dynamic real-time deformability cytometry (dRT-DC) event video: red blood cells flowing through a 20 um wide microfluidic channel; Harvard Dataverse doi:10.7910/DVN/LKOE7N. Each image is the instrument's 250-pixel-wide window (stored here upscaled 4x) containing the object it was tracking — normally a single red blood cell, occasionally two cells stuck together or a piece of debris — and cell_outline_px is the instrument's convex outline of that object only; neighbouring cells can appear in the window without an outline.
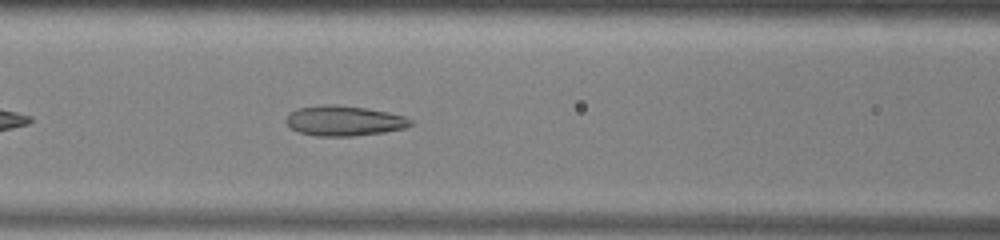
{"species": "common noctule bat (a hibernating species)", "species_latin": "Nyctalus noctula", "temperature_condition": "warm", "stored_images_in_passage": 36, "camera_frame_rate_fps": 3000, "um_per_image_px": 0.085, "animal": {"sex": "male", "body_mass_g": 13.0, "forearm_length_mm": 53.1}, "frame": {"image": 1, "passage_image": 9, "time_ms": 2.667, "image_size_px": [1000, 240], "cell_outline_px": [[412, 124], [404, 128], [384, 132], [352, 136], [316, 136], [300, 132], [292, 128], [284, 120], [292, 112], [300, 108], [324, 104], [336, 104], [364, 108], [388, 112], [404, 116], [412, 120]], "centroid_in_image_um": [29.26, 10.27], "position_along_channel_um": 137.3, "area_um2": 21.62}}
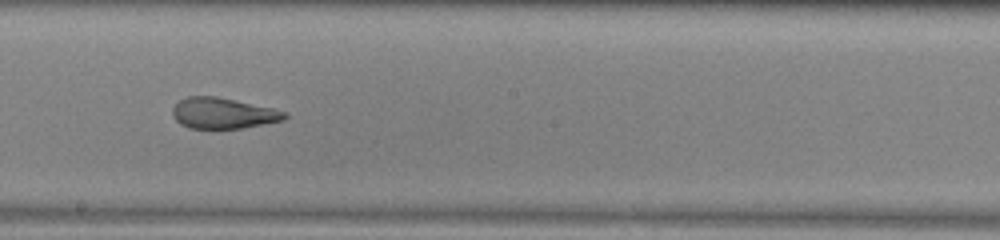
{"frame": {"image": 2, "passage_image": 16, "time_ms": 5.0, "image_size_px": [1000, 240], "cell_outline_px": [[288, 116], [284, 120], [244, 128], [188, 128], [180, 124], [172, 116], [172, 108], [180, 100], [188, 96], [216, 96], [272, 108], [288, 112]], "centroid_in_image_um": [18.96, 9.63], "position_along_channel_um": 229.2, "area_um2": 20.17}}
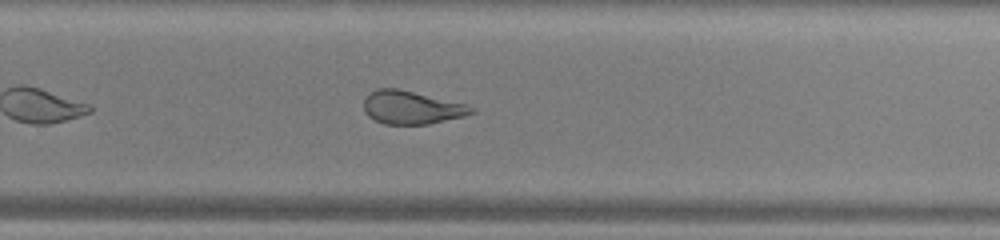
{"frame": {"image": 3, "passage_image": 21, "time_ms": 6.667, "image_size_px": [1000, 240], "cell_outline_px": [[476, 112], [464, 116], [428, 124], [384, 124], [368, 116], [364, 112], [364, 100], [368, 92], [376, 88], [400, 88], [464, 104], [476, 108]], "centroid_in_image_um": [34.95, 9.12], "position_along_channel_um": 294.8, "area_um2": 20.87}, "authors_computed_cell_mechanics": {"area_um2": 22.4264, "velocity_mm_per_s": 3.9544, "shape_relaxation_time_tau1_ms": null, "shape_relaxation_time_tau2_ms": 1.785, "deformation_change_tau1": null, "deformation_change_tau2": 0.1052}}